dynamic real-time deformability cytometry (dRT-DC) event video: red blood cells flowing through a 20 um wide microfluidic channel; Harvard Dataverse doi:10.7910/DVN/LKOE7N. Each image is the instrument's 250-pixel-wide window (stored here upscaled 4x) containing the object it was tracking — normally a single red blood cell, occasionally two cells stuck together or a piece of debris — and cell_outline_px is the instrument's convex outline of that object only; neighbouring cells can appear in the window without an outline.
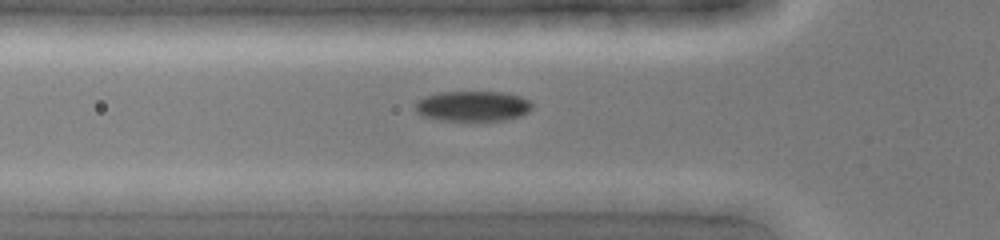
{"species": "common noctule bat (a hibernating species)", "species_latin": "Nyctalus noctula", "temperature_condition": "cold", "stored_images_in_passage": 8, "camera_frame_rate_fps": 3000, "um_per_image_px": 0.085, "animal": {"sex": "female", "body_mass_g": 19.0, "forearm_length_mm": 51.5}, "frame": {"image": 1, "passage_image": 3, "time_ms": 0.667, "image_size_px": [1000, 240], "cell_outline_px": [[532, 108], [528, 112], [520, 116], [508, 120], [440, 120], [420, 116], [416, 112], [416, 100], [440, 92], [504, 92], [520, 96], [528, 100], [532, 104]], "centroid_in_image_um": [40.18, 9.02], "position_along_channel_um": 85.6, "area_um2": 20.63}}
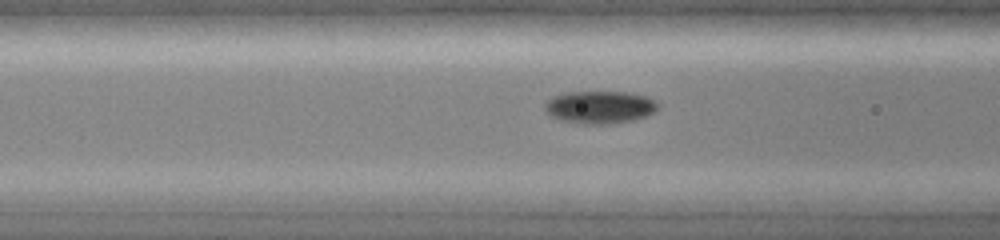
{"frame": {"image": 2, "passage_image": 5, "time_ms": 1.333, "image_size_px": [1000, 240], "cell_outline_px": [[660, 108], [644, 116], [632, 120], [612, 124], [584, 124], [564, 120], [552, 116], [544, 112], [544, 104], [552, 96], [568, 92], [624, 92], [648, 96], [656, 100], [660, 104]], "centroid_in_image_um": [51.0, 9.1], "position_along_channel_um": 115.6, "area_um2": 21.56}}